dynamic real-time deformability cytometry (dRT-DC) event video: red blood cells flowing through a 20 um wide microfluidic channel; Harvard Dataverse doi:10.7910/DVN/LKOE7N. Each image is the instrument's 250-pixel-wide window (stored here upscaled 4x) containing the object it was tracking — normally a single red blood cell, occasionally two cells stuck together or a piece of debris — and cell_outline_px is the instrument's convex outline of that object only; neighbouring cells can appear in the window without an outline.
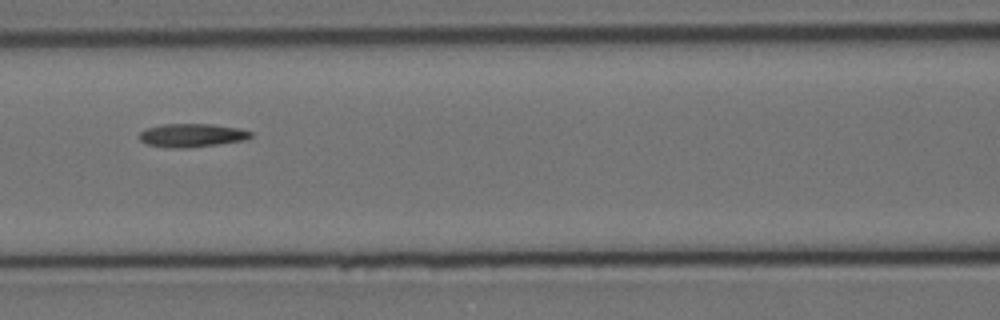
{"species": "Egyptian fruit bat (a non-hibernating species)", "species_latin": "Rousettus aegyptiacus", "temperature_condition": "cold", "stored_images_in_passage": 11, "camera_frame_rate_fps": 3000, "um_per_image_px": 0.085, "animal": {"sex": "female"}, "frame": {"image": 1, "passage_image": 7, "time_ms": 7.667, "image_size_px": [1000, 320], "cell_outline_px": [[252, 136], [248, 140], [188, 148], [172, 148], [148, 144], [140, 140], [140, 132], [144, 128], [164, 124], [212, 124], [240, 128], [252, 132]], "centroid_in_image_um": [16.34, 11.5], "position_along_channel_um": 150.3, "area_um2": 15.32}}
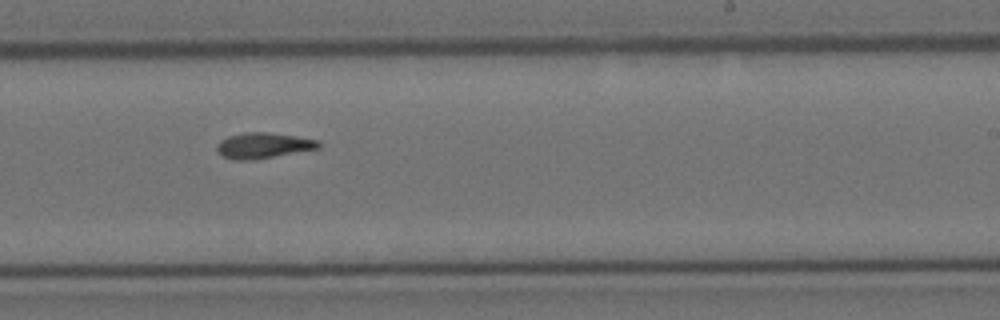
{"frame": {"image": 2, "passage_image": 10, "time_ms": 11.0, "image_size_px": [1000, 320], "cell_outline_px": [[320, 148], [252, 160], [236, 160], [224, 156], [216, 148], [216, 144], [220, 140], [228, 136], [244, 132], [268, 132], [296, 136], [320, 140]], "centroid_in_image_um": [22.39, 12.35], "position_along_channel_um": 266.6, "area_um2": 15.14}}
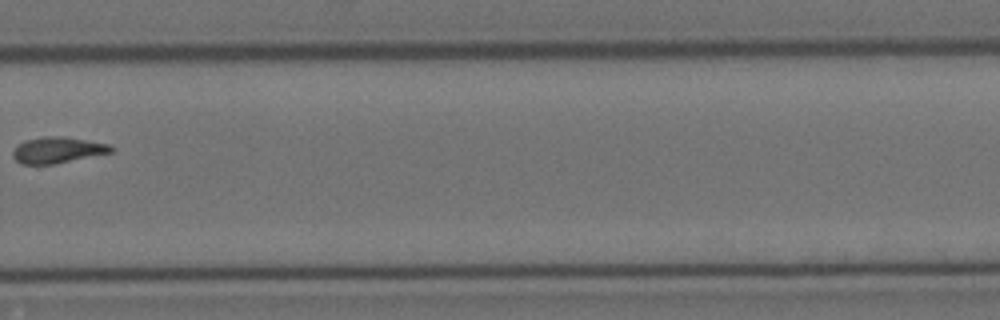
{"frame": {"image": 3, "passage_image": 11, "time_ms": 12.667, "image_size_px": [1000, 320], "cell_outline_px": [[116, 148], [112, 152], [56, 164], [20, 164], [12, 156], [12, 152], [20, 144], [28, 140], [44, 136], [64, 136], [108, 144]], "centroid_in_image_um": [4.92, 12.76], "position_along_channel_um": 324.9, "area_um2": 14.85}}